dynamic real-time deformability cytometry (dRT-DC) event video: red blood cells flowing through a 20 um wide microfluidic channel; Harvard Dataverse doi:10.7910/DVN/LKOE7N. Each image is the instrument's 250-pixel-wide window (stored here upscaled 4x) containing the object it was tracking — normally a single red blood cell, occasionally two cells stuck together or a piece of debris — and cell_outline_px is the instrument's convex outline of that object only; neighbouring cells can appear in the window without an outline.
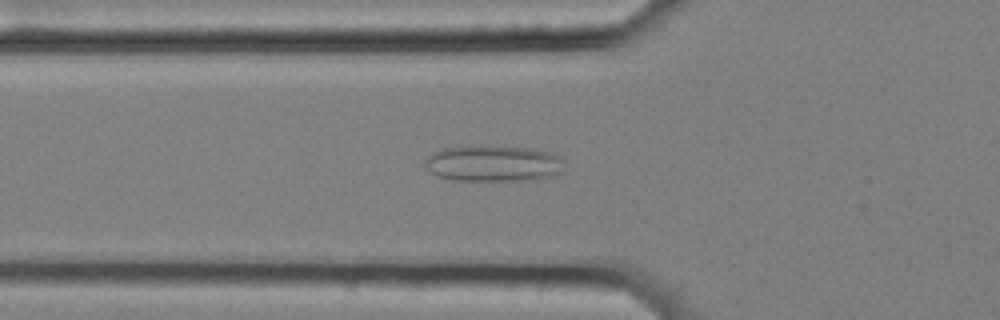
{"species": "common noctule bat (a hibernating species)", "species_latin": "Nyctalus noctula", "temperature_condition": "cold", "stored_images_in_passage": 55, "camera_frame_rate_fps": 3000, "um_per_image_px": 0.085, "animal": {"sex": "female", "body_mass_g": 25.1}, "frame": {"image": 1, "passage_image": 20, "time_ms": 6.333, "image_size_px": [1000, 320], "cell_outline_px": [[560, 172], [548, 176], [532, 180], [456, 180], [436, 176], [424, 168], [424, 160], [432, 152], [444, 148], [460, 144], [480, 144], [532, 148], [548, 152], [560, 156]], "centroid_in_image_um": [41.8, 13.85], "position_along_channel_um": 84.0, "area_um2": 29.88}}
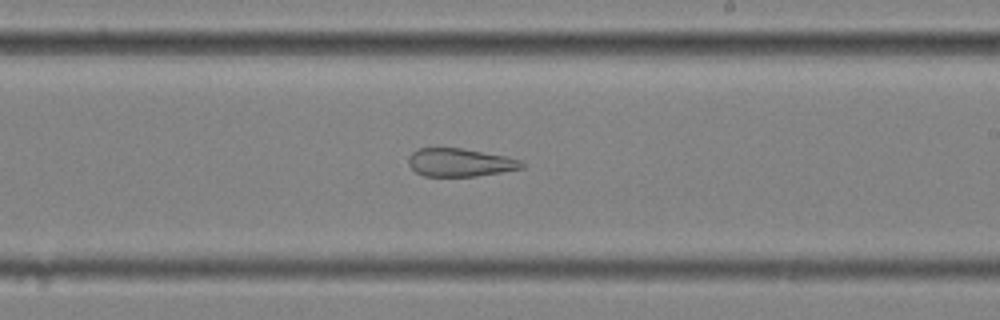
{"frame": {"image": 2, "passage_image": 34, "time_ms": 11.0, "image_size_px": [1000, 320], "cell_outline_px": [[524, 168], [476, 176], [424, 176], [416, 172], [408, 164], [408, 156], [412, 152], [420, 148], [460, 148], [504, 156], [524, 160]], "centroid_in_image_um": [39.1, 13.81], "position_along_channel_um": 249.9, "area_um2": 18.5}}
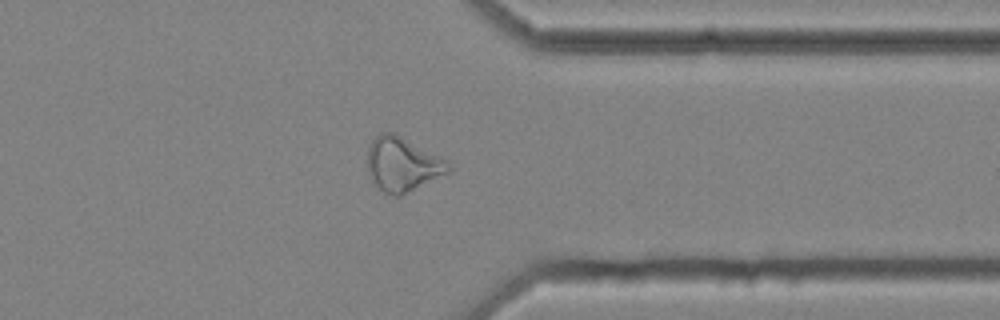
{"frame": {"image": 3, "passage_image": 45, "time_ms": 14.667, "image_size_px": [1000, 320], "cell_outline_px": [[452, 168], [448, 172], [400, 196], [396, 196], [384, 192], [372, 184], [368, 172], [368, 148], [372, 140], [380, 132], [396, 132], [448, 160], [452, 164]], "centroid_in_image_um": [34.21, 13.94], "position_along_channel_um": 377.2, "area_um2": 25.84}}